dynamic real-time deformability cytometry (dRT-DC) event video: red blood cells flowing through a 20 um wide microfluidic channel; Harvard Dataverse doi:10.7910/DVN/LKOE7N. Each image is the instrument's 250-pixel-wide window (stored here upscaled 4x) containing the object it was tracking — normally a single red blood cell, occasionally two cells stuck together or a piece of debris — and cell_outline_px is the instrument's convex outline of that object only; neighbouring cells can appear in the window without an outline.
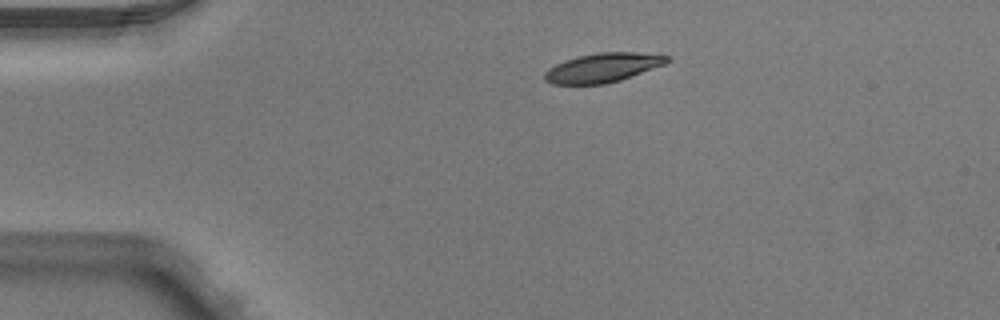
{"species": "Egyptian fruit bat (a non-hibernating species)", "species_latin": "Rousettus aegyptiacus", "temperature_condition": "warm", "stored_images_in_passage": 2, "camera_frame_rate_fps": 3000, "um_per_image_px": 0.085, "animal": {"sex": "male"}, "frame": {"image": 1, "passage_image": 1, "time_ms": 0.0, "image_size_px": [1000, 320], "cell_outline_px": [[672, 60], [664, 64], [620, 80], [604, 84], [552, 84], [544, 80], [544, 72], [548, 68], [564, 60], [580, 56], [600, 52], [636, 52], [668, 56]], "centroid_in_image_um": [51.2, 5.75], "position_along_channel_um": 33.8, "area_um2": 20.63}}